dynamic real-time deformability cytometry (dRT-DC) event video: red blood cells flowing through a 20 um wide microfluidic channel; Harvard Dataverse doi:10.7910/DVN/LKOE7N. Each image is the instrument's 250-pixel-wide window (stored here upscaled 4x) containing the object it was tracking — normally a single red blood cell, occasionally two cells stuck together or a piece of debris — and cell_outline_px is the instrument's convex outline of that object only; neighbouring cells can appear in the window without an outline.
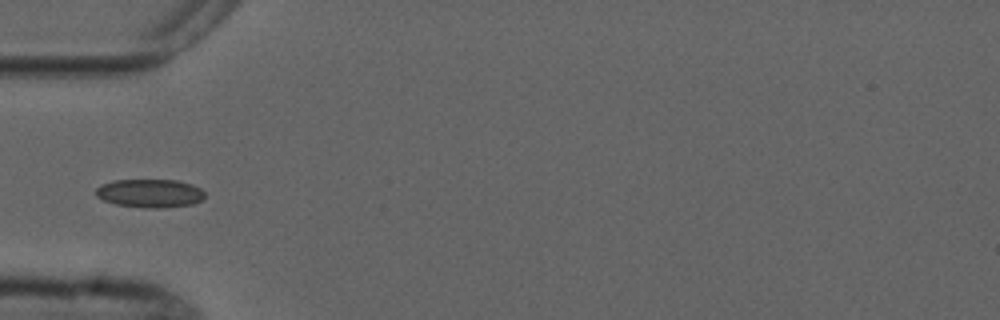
{"species": "common noctule bat (a hibernating species)", "species_latin": "Nyctalus noctula", "temperature_condition": "cold", "stored_images_in_passage": 7, "camera_frame_rate_fps": 3000, "um_per_image_px": 0.085, "animal": {"sex": "male", "forearm_length_mm": 52.5}, "frame": {"image": 1, "passage_image": 5, "time_ms": 4.667, "image_size_px": [1000, 320], "cell_outline_px": [[204, 196], [200, 200], [192, 204], [164, 208], [144, 208], [116, 204], [104, 200], [96, 196], [96, 188], [100, 184], [112, 180], [176, 180], [192, 184], [200, 188], [204, 192]], "centroid_in_image_um": [12.72, 16.42], "position_along_channel_um": 72.3, "area_um2": 18.09}}
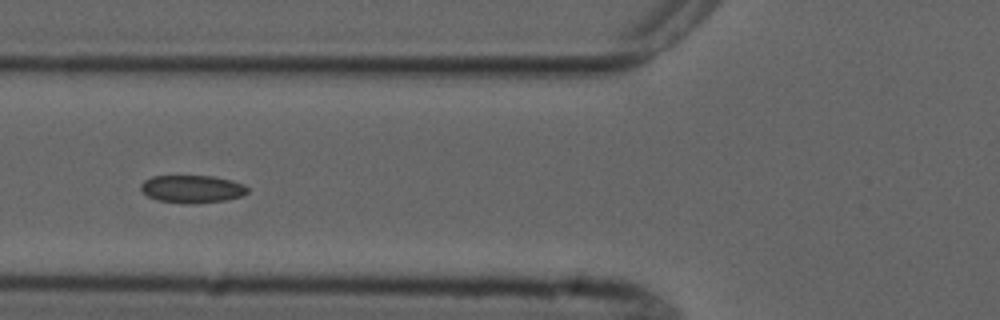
{"frame": {"image": 2, "passage_image": 6, "time_ms": 5.667, "image_size_px": [1000, 320], "cell_outline_px": [[248, 192], [244, 196], [224, 200], [192, 204], [180, 204], [156, 200], [148, 196], [140, 188], [140, 184], [144, 180], [152, 176], [212, 176], [244, 184], [248, 188]], "centroid_in_image_um": [16.31, 16.08], "position_along_channel_um": 109.5, "area_um2": 17.34}}
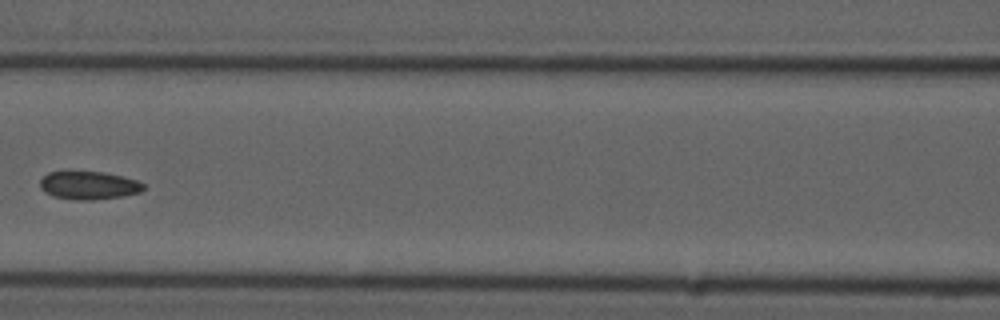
{"frame": {"image": 3, "passage_image": 7, "time_ms": 7.0, "image_size_px": [1000, 320], "cell_outline_px": [[144, 188], [140, 192], [120, 196], [92, 200], [76, 200], [52, 196], [44, 192], [40, 188], [40, 180], [48, 172], [104, 172], [136, 180], [144, 184]], "centroid_in_image_um": [7.5, 15.76], "position_along_channel_um": 159.1, "area_um2": 16.76}}